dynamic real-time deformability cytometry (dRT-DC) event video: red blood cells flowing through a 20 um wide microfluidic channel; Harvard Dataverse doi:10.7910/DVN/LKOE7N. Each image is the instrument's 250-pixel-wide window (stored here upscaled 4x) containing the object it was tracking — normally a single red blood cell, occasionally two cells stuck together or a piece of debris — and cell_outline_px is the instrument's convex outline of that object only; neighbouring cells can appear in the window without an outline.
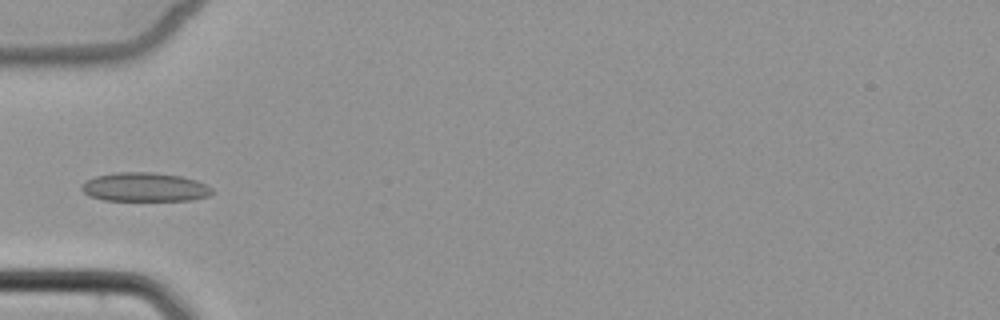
{"species": "common noctule bat (a hibernating species)", "species_latin": "Nyctalus noctula", "temperature_condition": "cold", "stored_images_in_passage": 5, "camera_frame_rate_fps": 3000, "um_per_image_px": 0.085, "animal": {"sex": "female", "body_mass_g": 22.7, "forearm_length_mm": 54.2}, "frame": {"image": 1, "passage_image": 5, "time_ms": 6.0, "image_size_px": [1000, 320], "cell_outline_px": [[216, 192], [208, 196], [192, 200], [104, 200], [88, 196], [80, 188], [80, 184], [84, 180], [96, 176], [116, 172], [156, 172], [180, 176], [196, 180], [212, 188]], "centroid_in_image_um": [12.27, 15.9], "position_along_channel_um": 72.7, "area_um2": 22.2}}